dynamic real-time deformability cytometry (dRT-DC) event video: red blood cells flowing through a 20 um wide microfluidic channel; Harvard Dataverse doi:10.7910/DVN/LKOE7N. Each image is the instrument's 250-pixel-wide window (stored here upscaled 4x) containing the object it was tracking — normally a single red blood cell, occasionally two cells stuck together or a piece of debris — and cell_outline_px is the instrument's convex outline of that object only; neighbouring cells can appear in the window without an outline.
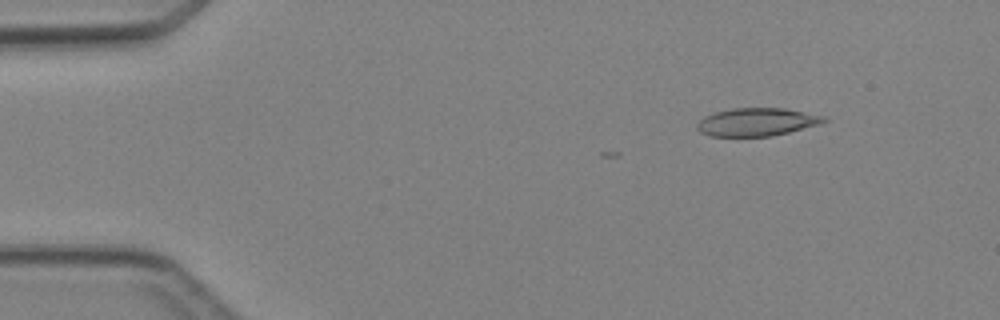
{"species": "Egyptian fruit bat (a non-hibernating species)", "species_latin": "Rousettus aegyptiacus", "temperature_condition": "cold", "stored_images_in_passage": 4, "camera_frame_rate_fps": 3000, "um_per_image_px": 0.085, "animal": {"sex": "female"}, "frame": {"image": 1, "passage_image": 2, "time_ms": 1.333, "image_size_px": [1000, 320], "cell_outline_px": [[828, 120], [820, 124], [772, 136], [712, 136], [700, 132], [696, 128], [696, 124], [704, 116], [716, 112], [732, 108], [784, 108], [828, 116]], "centroid_in_image_um": [64.35, 10.36], "position_along_channel_um": 20.6, "area_um2": 20.75}}